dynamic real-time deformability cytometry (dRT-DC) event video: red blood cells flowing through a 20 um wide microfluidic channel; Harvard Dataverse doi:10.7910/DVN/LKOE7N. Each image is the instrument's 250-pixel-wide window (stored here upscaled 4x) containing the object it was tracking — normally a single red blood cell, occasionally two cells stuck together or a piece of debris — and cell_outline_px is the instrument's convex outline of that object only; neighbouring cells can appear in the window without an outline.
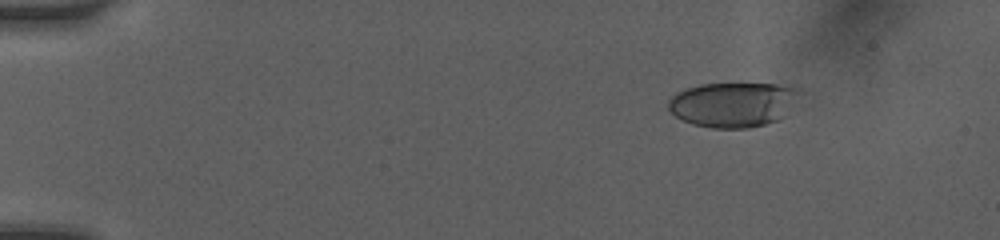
{"species": "human", "species_latin": "Homo sapiens", "temperature_condition": "room temperature", "stored_images_in_passage": 19, "camera_frame_rate_fps": 3000, "um_per_image_px": 0.085, "donor": {"sex": "female"}, "frame": {"image": 1, "passage_image": 1, "time_ms": 0.0, "image_size_px": [1000, 240], "cell_outline_px": [[800, 92], [780, 120], [748, 128], [712, 128], [692, 124], [676, 116], [668, 108], [668, 100], [676, 92], [700, 84], [796, 84], [800, 88]], "centroid_in_image_um": [62.32, 8.87], "position_along_channel_um": 22.7, "area_um2": 34.28}}
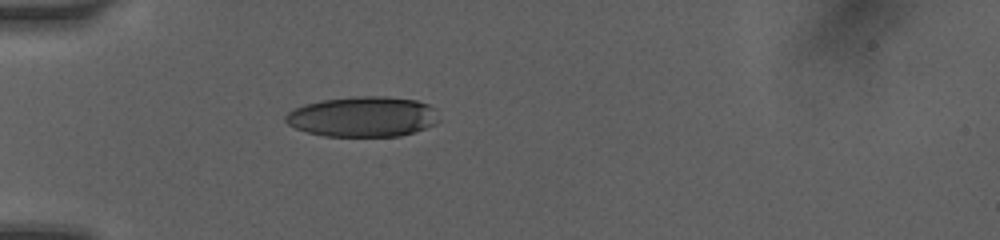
{"frame": {"image": 2, "passage_image": 16, "time_ms": 3.0, "image_size_px": [1000, 240], "cell_outline_px": [[440, 120], [436, 124], [400, 136], [324, 136], [308, 132], [296, 128], [288, 124], [284, 120], [284, 116], [288, 112], [304, 104], [320, 100], [356, 96], [388, 96], [416, 100], [428, 104], [436, 108]], "centroid_in_image_um": [30.86, 9.91], "position_along_channel_um": 54.1, "area_um2": 36.24}}